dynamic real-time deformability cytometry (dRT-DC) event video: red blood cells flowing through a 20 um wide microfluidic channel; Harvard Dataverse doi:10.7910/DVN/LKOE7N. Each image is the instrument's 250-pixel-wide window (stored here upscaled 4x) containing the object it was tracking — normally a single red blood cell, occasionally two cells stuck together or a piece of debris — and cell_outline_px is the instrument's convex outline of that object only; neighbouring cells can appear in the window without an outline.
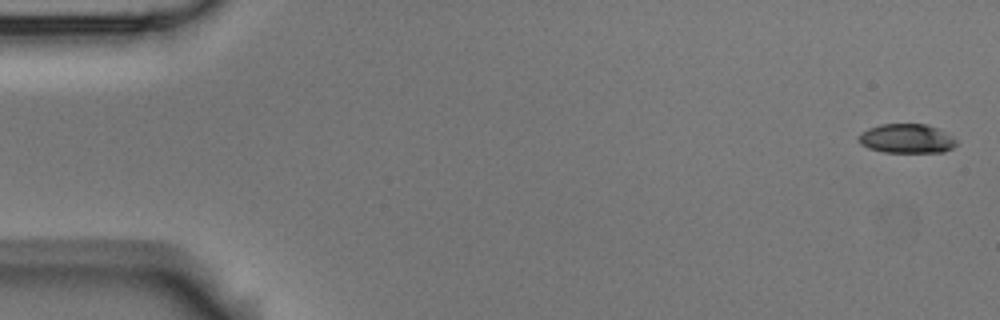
{"species": "Egyptian fruit bat (a non-hibernating species)", "species_latin": "Rousettus aegyptiacus", "temperature_condition": "room temperature", "stored_images_in_passage": 6, "camera_frame_rate_fps": 3000, "um_per_image_px": 0.085, "animal": {"sex": "male"}, "frame": {"image": 1, "passage_image": 1, "time_ms": 0.0, "image_size_px": [1000, 320], "cell_outline_px": [[956, 144], [952, 148], [944, 152], [884, 152], [868, 148], [860, 144], [860, 132], [868, 128], [880, 124], [924, 124], [940, 128], [952, 136], [956, 140]], "centroid_in_image_um": [77.08, 11.77], "position_along_channel_um": 7.9, "area_um2": 16.7}}
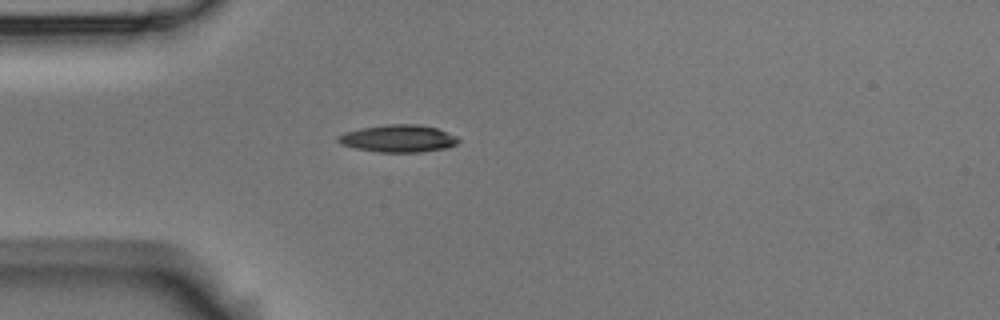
{"frame": {"image": 2, "passage_image": 5, "time_ms": 1.333, "image_size_px": [1000, 320], "cell_outline_px": [[460, 140], [456, 144], [448, 148], [420, 152], [380, 152], [356, 148], [340, 144], [336, 140], [336, 136], [344, 132], [360, 128], [384, 124], [420, 124], [436, 128], [456, 136]], "centroid_in_image_um": [33.83, 11.77], "position_along_channel_um": 51.2, "area_um2": 19.31}}